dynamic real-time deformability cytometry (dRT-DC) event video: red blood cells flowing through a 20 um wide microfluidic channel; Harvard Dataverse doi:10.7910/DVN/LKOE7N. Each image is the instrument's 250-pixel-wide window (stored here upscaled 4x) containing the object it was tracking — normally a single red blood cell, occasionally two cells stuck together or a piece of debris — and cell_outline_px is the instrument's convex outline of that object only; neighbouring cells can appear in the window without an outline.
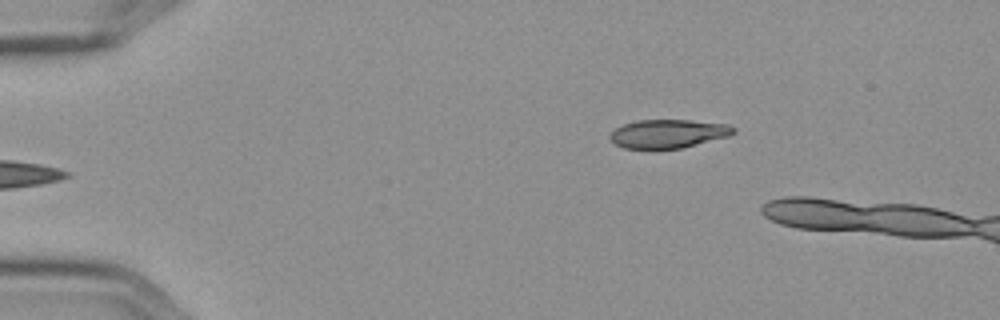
{"species": "Egyptian fruit bat (a non-hibernating species)", "species_latin": "Rousettus aegyptiacus", "temperature_condition": "cold", "stored_images_in_passage": 6, "camera_frame_rate_fps": 3000, "um_per_image_px": 0.085, "frame": {"image": 1, "passage_image": 6, "time_ms": 1.667, "image_size_px": [1000, 320], "cell_outline_px": [[736, 132], [728, 136], [680, 148], [624, 148], [616, 144], [608, 136], [616, 128], [624, 124], [636, 120], [692, 120], [728, 124], [736, 128]], "centroid_in_image_um": [56.81, 11.35], "position_along_channel_um": 28.2, "area_um2": 20.35}}